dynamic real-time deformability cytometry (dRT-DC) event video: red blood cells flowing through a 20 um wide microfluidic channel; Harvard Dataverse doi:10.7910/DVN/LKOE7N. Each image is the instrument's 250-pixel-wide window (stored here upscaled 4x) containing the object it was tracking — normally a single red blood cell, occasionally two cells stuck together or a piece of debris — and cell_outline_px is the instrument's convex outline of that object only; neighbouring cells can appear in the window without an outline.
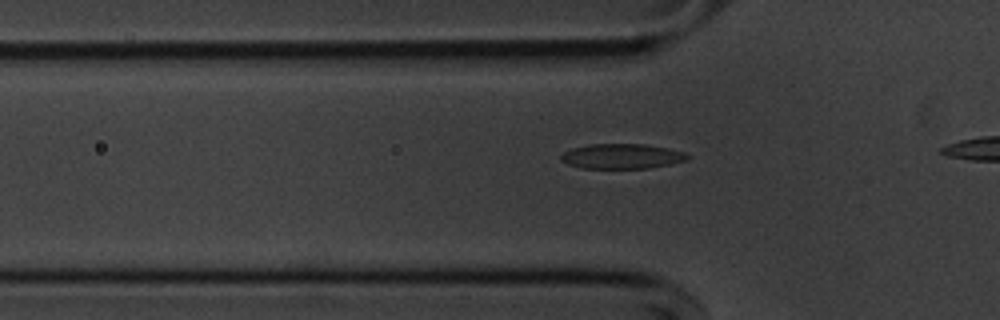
{"species": "common noctule bat (a hibernating species)", "species_latin": "Nyctalus noctula", "temperature_condition": "cold", "stored_images_in_passage": 12, "camera_frame_rate_fps": 3000, "um_per_image_px": 0.085, "animal": {"sex": "male", "body_mass_g": 20.1, "forearm_length_mm": 53.5}, "frame": {"image": 1, "passage_image": 9, "time_ms": 2.667, "image_size_px": [1000, 320], "cell_outline_px": [[692, 156], [688, 160], [672, 164], [648, 168], [580, 168], [568, 164], [560, 160], [560, 156], [564, 152], [572, 148], [588, 144], [644, 144], [668, 148], [684, 152]], "centroid_in_image_um": [52.88, 13.28], "position_along_channel_um": 72.9, "area_um2": 18.55}}